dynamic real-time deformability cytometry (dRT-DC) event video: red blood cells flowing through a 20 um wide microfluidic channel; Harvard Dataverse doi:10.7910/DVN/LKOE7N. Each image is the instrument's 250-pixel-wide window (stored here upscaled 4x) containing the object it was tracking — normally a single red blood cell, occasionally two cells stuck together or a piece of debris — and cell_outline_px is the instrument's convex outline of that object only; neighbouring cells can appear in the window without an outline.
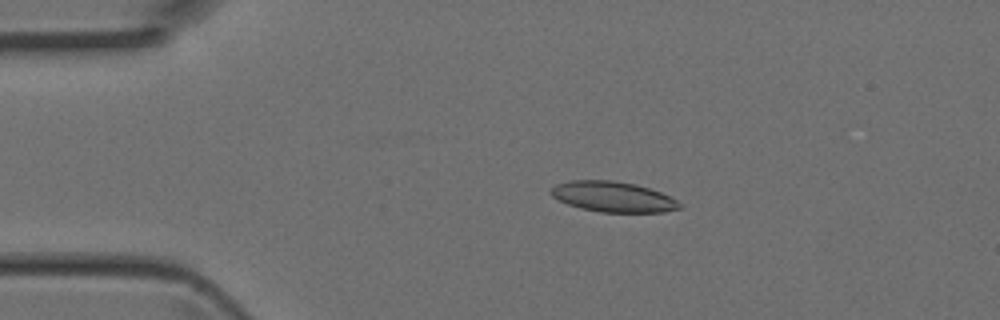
{"species": "Egyptian fruit bat (a non-hibernating species)", "species_latin": "Rousettus aegyptiacus", "temperature_condition": "room temperature", "stored_images_in_passage": 4, "camera_frame_rate_fps": 3000, "um_per_image_px": 0.085, "animal": {"sex": "female"}, "frame": {"image": 1, "passage_image": 3, "time_ms": 0.667, "image_size_px": [1000, 320], "cell_outline_px": [[680, 208], [664, 212], [600, 212], [580, 208], [568, 204], [552, 196], [552, 188], [556, 184], [572, 180], [612, 180], [636, 184], [660, 192], [676, 200], [680, 204]], "centroid_in_image_um": [52.1, 16.72], "position_along_channel_um": 32.9, "area_um2": 22.54}}